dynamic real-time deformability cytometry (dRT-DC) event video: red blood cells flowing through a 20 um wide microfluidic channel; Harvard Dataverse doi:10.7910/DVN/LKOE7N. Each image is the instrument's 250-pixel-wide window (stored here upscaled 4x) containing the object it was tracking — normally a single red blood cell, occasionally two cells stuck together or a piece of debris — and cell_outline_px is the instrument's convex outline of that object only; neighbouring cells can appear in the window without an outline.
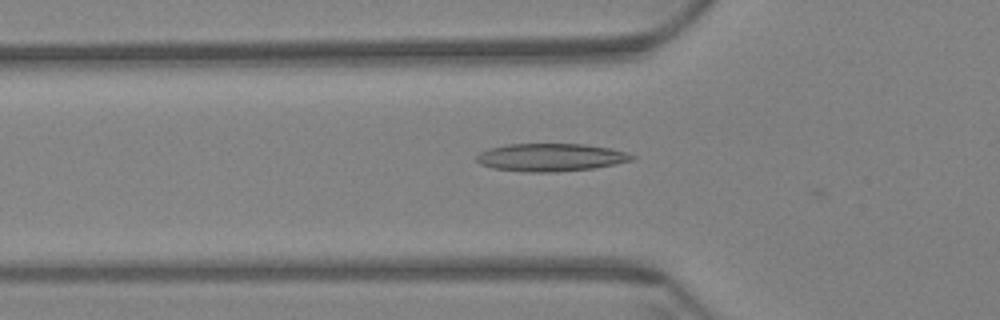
{"species": "Egyptian fruit bat (a non-hibernating species)", "species_latin": "Rousettus aegyptiacus", "temperature_condition": "warm", "stored_images_in_passage": 4, "camera_frame_rate_fps": 3000, "um_per_image_px": 0.085, "animal": {"sex": "female"}, "frame": {"image": 1, "passage_image": 2, "time_ms": 0.333, "image_size_px": [1000, 320], "cell_outline_px": [[636, 156], [632, 160], [592, 168], [556, 172], [528, 172], [492, 168], [480, 164], [476, 160], [476, 156], [480, 152], [488, 148], [508, 144], [584, 144], [608, 148], [628, 152]], "centroid_in_image_um": [46.77, 13.37], "position_along_channel_um": 79.0, "area_um2": 25.09}}